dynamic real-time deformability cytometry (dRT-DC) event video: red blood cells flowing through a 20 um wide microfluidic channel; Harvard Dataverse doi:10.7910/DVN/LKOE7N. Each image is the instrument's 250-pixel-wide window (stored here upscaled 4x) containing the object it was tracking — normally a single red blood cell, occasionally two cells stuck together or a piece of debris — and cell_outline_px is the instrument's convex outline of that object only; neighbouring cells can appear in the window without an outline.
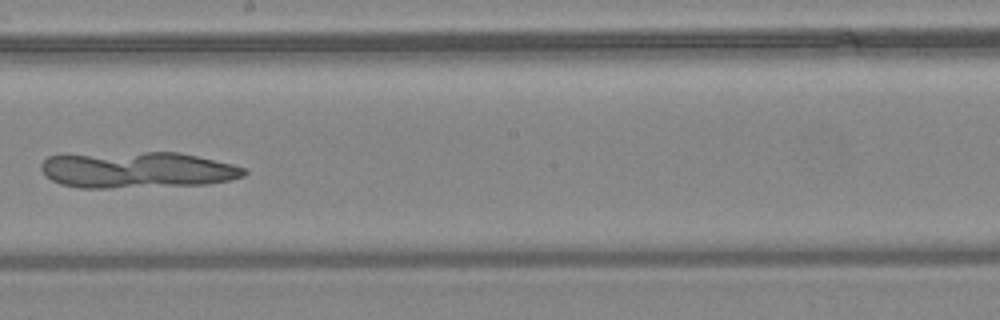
{"species": "common noctule bat (a hibernating species)", "species_latin": "Nyctalus noctula", "temperature_condition": "warm", "stored_images_in_passage": 11, "camera_frame_rate_fps": 3000, "um_per_image_px": 0.085, "animal": {"sex": "female", "body_mass_g": 24.6, "forearm_length_mm": 56.2}, "frame": {"image": 1, "passage_image": 10, "time_ms": 3.0, "image_size_px": [1000, 320], "cell_outline_px": [[248, 172], [244, 176], [228, 180], [208, 184], [108, 188], [76, 188], [60, 184], [44, 176], [40, 168], [40, 164], [48, 156], [144, 152], [180, 152], [232, 164], [244, 168]], "centroid_in_image_um": [11.65, 14.45], "position_along_channel_um": 236.6, "area_um2": 42.77}}
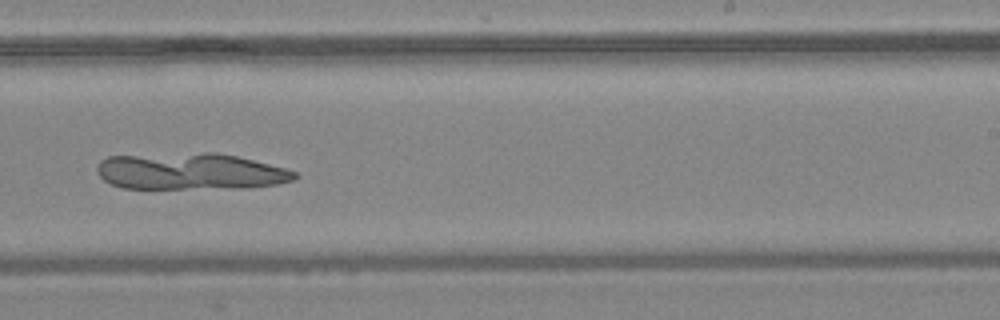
{"frame": {"image": 2, "passage_image": 11, "time_ms": 3.333, "image_size_px": [1000, 320], "cell_outline_px": [[300, 176], [292, 180], [280, 184], [248, 188], [120, 188], [104, 180], [96, 172], [96, 168], [100, 160], [108, 156], [204, 152], [216, 152], [236, 156], [284, 168], [296, 172]], "centroid_in_image_um": [16.17, 14.57], "position_along_channel_um": 272.8, "area_um2": 42.31}}